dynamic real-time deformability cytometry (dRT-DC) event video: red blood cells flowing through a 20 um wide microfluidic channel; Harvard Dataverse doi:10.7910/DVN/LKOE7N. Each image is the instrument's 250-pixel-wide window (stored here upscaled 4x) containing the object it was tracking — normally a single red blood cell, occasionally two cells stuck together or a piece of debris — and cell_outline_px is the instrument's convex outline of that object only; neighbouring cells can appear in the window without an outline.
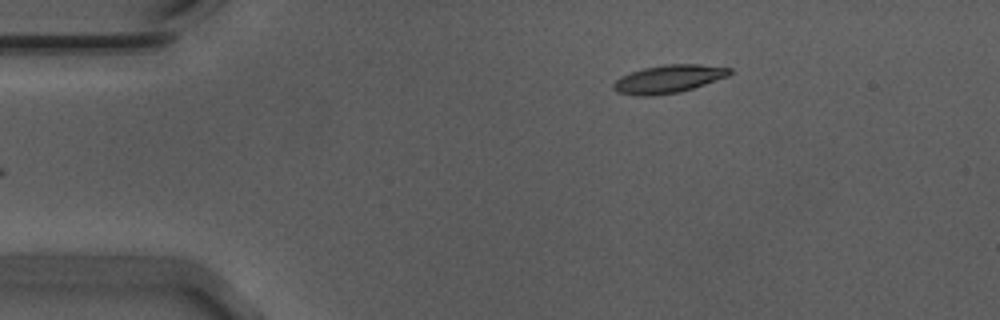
{"species": "Egyptian fruit bat (a non-hibernating species)", "species_latin": "Rousettus aegyptiacus", "temperature_condition": "warm", "stored_images_in_passage": 39, "camera_frame_rate_fps": 3000, "um_per_image_px": 0.085, "animal": {"sex": "male"}, "frame": {"image": 1, "passage_image": 1, "time_ms": 0.0, "image_size_px": [1000, 320], "cell_outline_px": [[732, 72], [728, 76], [692, 88], [676, 92], [652, 96], [636, 96], [616, 92], [612, 88], [612, 84], [620, 76], [644, 68], [664, 64], [696, 64], [732, 68]], "centroid_in_image_um": [56.78, 6.71], "position_along_channel_um": 28.2, "area_um2": 18.84}}
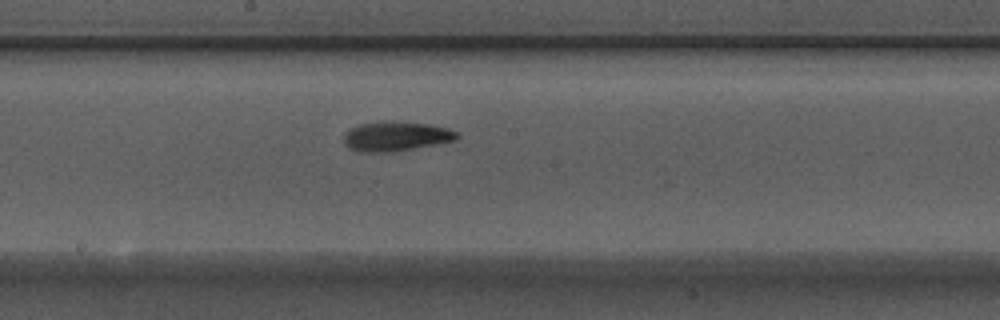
{"frame": {"image": 2, "passage_image": 21, "time_ms": 6.667, "image_size_px": [1000, 320], "cell_outline_px": [[460, 136], [456, 140], [436, 144], [392, 152], [360, 152], [348, 148], [344, 144], [344, 132], [360, 124], [384, 120], [392, 120], [428, 124], [448, 128], [456, 132]], "centroid_in_image_um": [33.63, 11.57], "position_along_channel_um": 214.6, "area_um2": 19.71}}
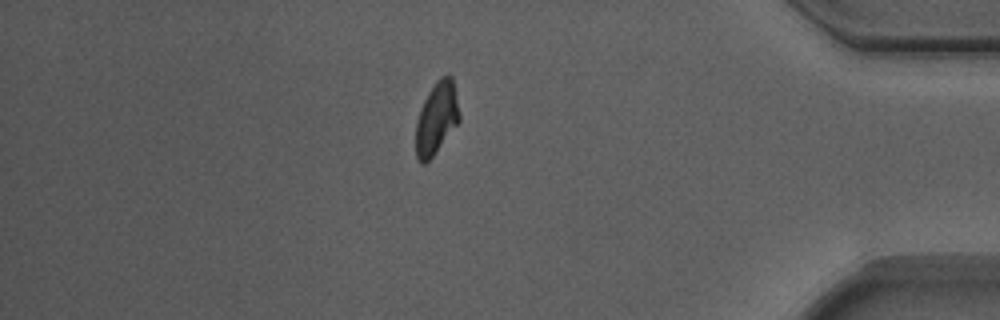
{"frame": {"image": 3, "passage_image": 39, "time_ms": 12.667, "image_size_px": [1000, 320], "cell_outline_px": [[460, 120], [432, 156], [424, 164], [420, 164], [416, 160], [416, 120], [420, 108], [428, 92], [436, 80], [440, 76], [448, 72], [452, 76], [460, 116]], "centroid_in_image_um": [37.09, 10.01], "position_along_channel_um": 398.1, "area_um2": 18.32}, "authors_computed_cell_mechanics": {"area_um2": 18.785, "velocity_mm_per_s": 3.6922, "shape_relaxation_time_tau1_ms": 4.3004, "shape_relaxation_time_tau2_ms": 2.532, "deformation_change_tau1": 0.1556, "deformation_change_tau2": 0.0871}}